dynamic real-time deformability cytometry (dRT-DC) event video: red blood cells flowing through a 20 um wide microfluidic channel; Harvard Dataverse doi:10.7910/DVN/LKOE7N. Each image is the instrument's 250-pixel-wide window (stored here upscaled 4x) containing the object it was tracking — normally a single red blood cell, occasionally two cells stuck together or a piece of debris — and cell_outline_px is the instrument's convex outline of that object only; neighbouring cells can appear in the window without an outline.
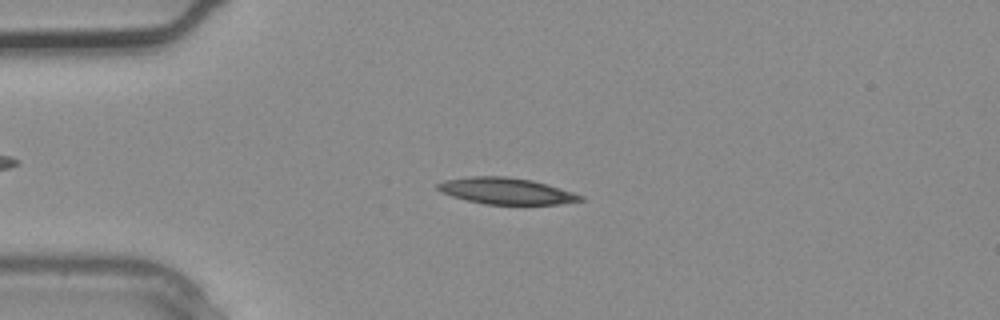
{"species": "common noctule bat (a hibernating species)", "species_latin": "Nyctalus noctula", "temperature_condition": "warm", "stored_images_in_passage": 1, "camera_frame_rate_fps": 3000, "um_per_image_px": 0.085, "animal": {"sex": "male", "body_mass_g": 20.4}, "frame": {"image": 1, "passage_image": 1, "time_ms": 0.0, "image_size_px": [1000, 320], "cell_outline_px": [[584, 200], [560, 204], [484, 204], [452, 196], [440, 192], [436, 188], [436, 184], [444, 180], [472, 176], [504, 176], [532, 180], [560, 188], [584, 196]], "centroid_in_image_um": [43.0, 16.23], "position_along_channel_um": 42.0, "area_um2": 21.85}}